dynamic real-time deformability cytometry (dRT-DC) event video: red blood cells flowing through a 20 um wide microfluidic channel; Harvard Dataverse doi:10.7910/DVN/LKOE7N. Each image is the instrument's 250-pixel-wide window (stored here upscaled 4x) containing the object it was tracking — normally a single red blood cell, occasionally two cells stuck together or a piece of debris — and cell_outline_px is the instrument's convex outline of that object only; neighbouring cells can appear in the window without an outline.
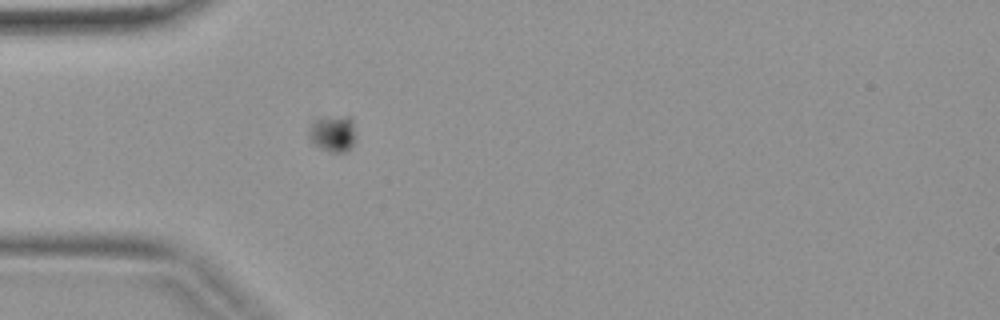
{"species": "common noctule bat (a hibernating species)", "species_latin": "Nyctalus noctula", "temperature_condition": "warm", "stored_images_in_passage": 1, "camera_frame_rate_fps": 3000, "um_per_image_px": 0.085, "animal": {"sex": "female", "body_mass_g": 19.9}, "frame": {"image": 1, "passage_image": 1, "time_ms": 0.0, "image_size_px": [1000, 320], "cell_outline_px": [[356, 140], [352, 148], [348, 152], [332, 152], [320, 148], [312, 144], [308, 140], [308, 128], [312, 120], [320, 116], [352, 116], [356, 132]], "centroid_in_image_um": [28.29, 11.33], "position_along_channel_um": 56.7, "area_um2": 10.81}}